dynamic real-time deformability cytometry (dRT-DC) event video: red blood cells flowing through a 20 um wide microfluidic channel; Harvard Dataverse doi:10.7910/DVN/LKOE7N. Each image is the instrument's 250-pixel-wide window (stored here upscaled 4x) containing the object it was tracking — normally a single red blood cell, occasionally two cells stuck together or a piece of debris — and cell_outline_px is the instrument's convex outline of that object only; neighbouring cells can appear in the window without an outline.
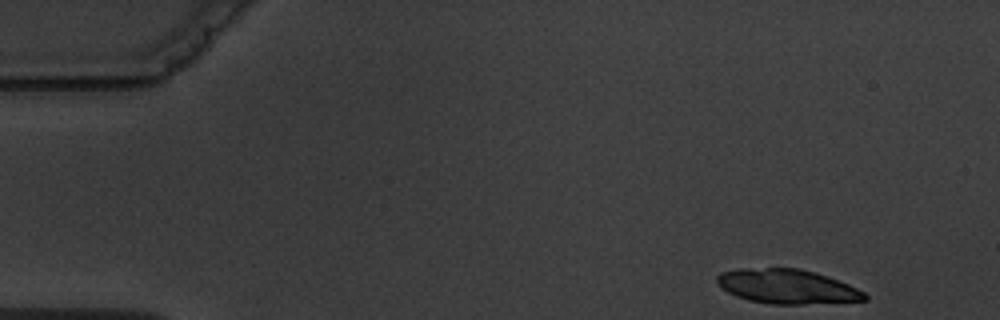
{"species": "common noctule bat (a hibernating species)", "species_latin": "Nyctalus noctula", "temperature_condition": "warm", "stored_images_in_passage": 4, "camera_frame_rate_fps": 3000, "um_per_image_px": 0.085, "animal": {"sex": "male", "body_mass_g": 19.5, "forearm_length_mm": 54.6}, "frame": {"image": 1, "passage_image": 1, "time_ms": 0.0, "image_size_px": [1000, 320], "cell_outline_px": [[868, 300], [804, 304], [772, 304], [748, 300], [736, 296], [720, 288], [716, 280], [716, 276], [720, 272], [740, 268], [800, 268], [816, 272], [828, 276], [848, 284], [864, 292], [868, 296]], "centroid_in_image_um": [66.88, 24.34], "position_along_channel_um": 18.1, "area_um2": 29.77}}